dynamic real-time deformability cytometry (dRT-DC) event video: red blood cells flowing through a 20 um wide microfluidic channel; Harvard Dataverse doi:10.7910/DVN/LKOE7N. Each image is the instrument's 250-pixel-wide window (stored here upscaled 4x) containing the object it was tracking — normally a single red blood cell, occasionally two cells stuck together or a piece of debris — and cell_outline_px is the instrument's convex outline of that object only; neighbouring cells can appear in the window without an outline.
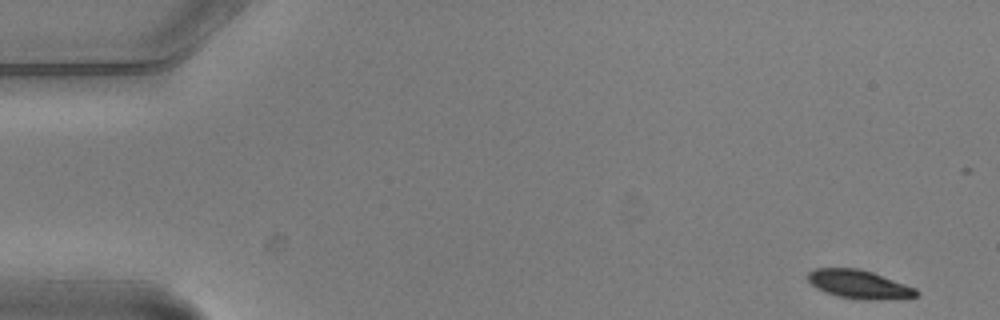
{"species": "common noctule bat (a hibernating species)", "species_latin": "Nyctalus noctula", "temperature_condition": "warm", "stored_images_in_passage": 4, "camera_frame_rate_fps": 3000, "um_per_image_px": 0.085, "animal": {"sex": "male", "body_mass_g": 20.5, "forearm_length_mm": 52.5}, "frame": {"image": 1, "passage_image": 1, "time_ms": 0.0, "image_size_px": [1000, 320], "cell_outline_px": [[920, 292], [916, 296], [872, 300], [864, 300], [836, 296], [824, 292], [816, 288], [808, 280], [808, 272], [816, 268], [856, 268], [872, 272], [916, 288]], "centroid_in_image_um": [72.99, 24.16], "position_along_channel_um": 12.0, "area_um2": 17.86}}
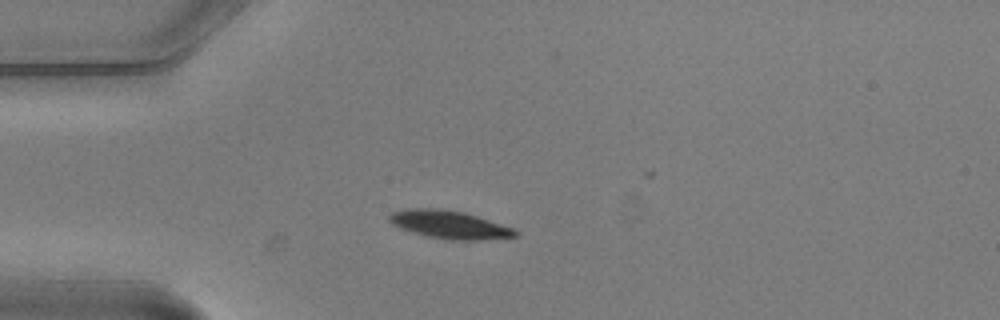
{"frame": {"image": 2, "passage_image": 4, "time_ms": 1.0, "image_size_px": [1000, 320], "cell_outline_px": [[520, 236], [480, 240], [448, 240], [428, 236], [412, 232], [400, 228], [392, 224], [388, 220], [388, 216], [392, 212], [408, 208], [436, 208], [464, 212], [512, 228], [520, 232]], "centroid_in_image_um": [38.19, 19.1], "position_along_channel_um": 46.8, "area_um2": 20.52}}